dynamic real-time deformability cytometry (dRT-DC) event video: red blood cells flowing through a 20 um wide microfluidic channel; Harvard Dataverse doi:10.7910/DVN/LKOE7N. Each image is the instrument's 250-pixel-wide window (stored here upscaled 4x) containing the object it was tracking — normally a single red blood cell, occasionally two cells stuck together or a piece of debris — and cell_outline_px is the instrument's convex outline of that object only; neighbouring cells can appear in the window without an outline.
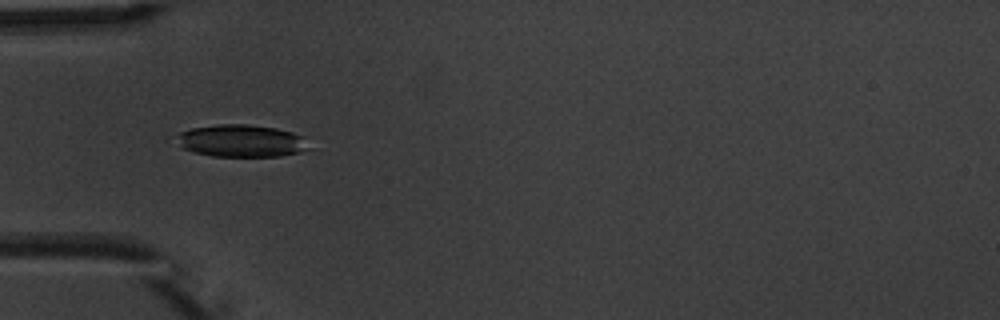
{"species": "common noctule bat (a hibernating species)", "species_latin": "Nyctalus noctula", "temperature_condition": "warm", "stored_images_in_passage": 8, "camera_frame_rate_fps": 3000, "um_per_image_px": 0.085, "animal": {"sex": "male", "body_mass_g": 20.1, "forearm_length_mm": 53.5}, "frame": {"image": 1, "passage_image": 5, "time_ms": 4.667, "image_size_px": [1000, 320], "cell_outline_px": [[316, 148], [300, 152], [280, 156], [212, 156], [192, 152], [180, 148], [172, 140], [180, 132], [192, 128], [220, 124], [248, 124], [276, 128], [292, 132], [304, 136]], "centroid_in_image_um": [20.54, 11.98], "position_along_channel_um": 64.5, "area_um2": 25.66}}
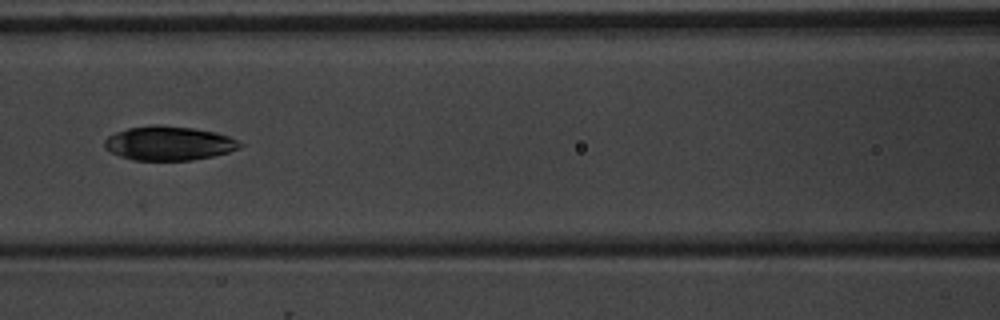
{"frame": {"image": 2, "passage_image": 7, "time_ms": 7.0, "image_size_px": [1000, 320], "cell_outline_px": [[244, 144], [240, 148], [228, 152], [212, 156], [192, 160], [132, 160], [120, 156], [104, 148], [104, 140], [108, 136], [116, 132], [128, 128], [156, 124], [160, 124], [196, 128], [216, 132], [228, 136]], "centroid_in_image_um": [14.35, 12.17], "position_along_channel_um": 152.3, "area_um2": 27.05}}
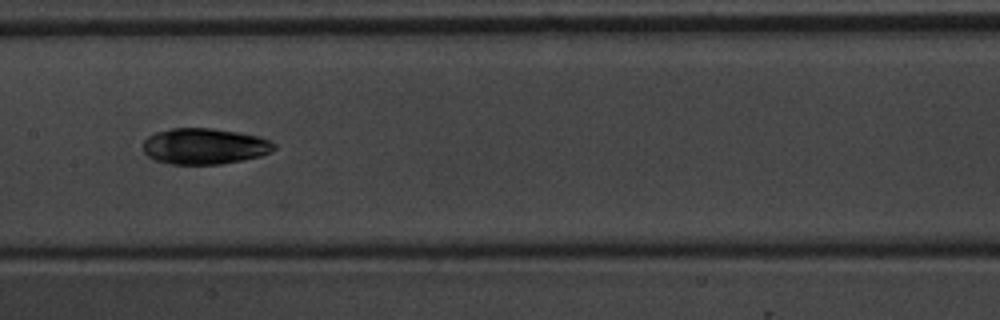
{"frame": {"image": 3, "passage_image": 8, "time_ms": 8.0, "image_size_px": [1000, 320], "cell_outline_px": [[276, 148], [260, 156], [220, 164], [172, 164], [152, 160], [144, 152], [144, 140], [148, 136], [156, 132], [172, 128], [212, 128], [260, 136], [276, 144]], "centroid_in_image_um": [17.36, 12.43], "position_along_channel_um": 190.0, "area_um2": 27.4}}